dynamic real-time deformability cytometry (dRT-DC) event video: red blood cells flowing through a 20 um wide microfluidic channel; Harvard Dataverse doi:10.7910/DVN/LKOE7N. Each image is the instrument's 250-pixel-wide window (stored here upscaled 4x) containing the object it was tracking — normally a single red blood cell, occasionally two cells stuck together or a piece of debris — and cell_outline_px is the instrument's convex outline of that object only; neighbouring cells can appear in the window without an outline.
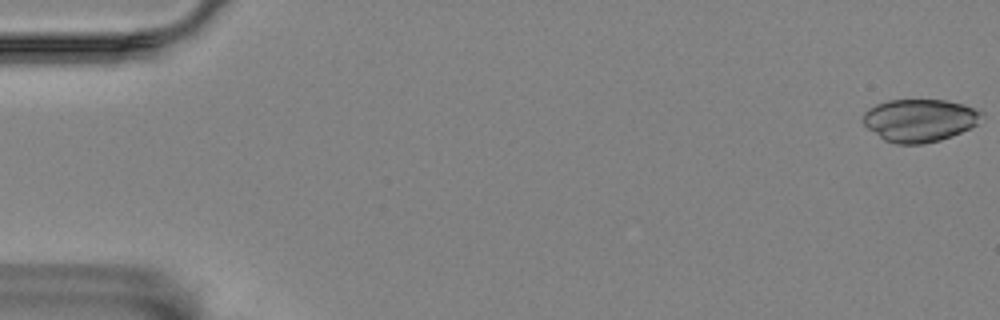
{"species": "Egyptian fruit bat (a non-hibernating species)", "species_latin": "Rousettus aegyptiacus", "temperature_condition": "room temperature", "stored_images_in_passage": 13, "camera_frame_rate_fps": 3000, "um_per_image_px": 0.085, "animal": {"sex": "female"}, "frame": {"image": 1, "passage_image": 1, "time_ms": 0.0, "image_size_px": [1000, 320], "cell_outline_px": [[984, 116], [976, 124], [952, 136], [940, 140], [924, 144], [896, 144], [884, 140], [868, 128], [860, 120], [864, 112], [868, 108], [876, 104], [888, 100], [944, 100], [964, 104], [980, 108], [984, 112]], "centroid_in_image_um": [78.17, 10.21], "position_along_channel_um": 6.8, "area_um2": 29.82}}